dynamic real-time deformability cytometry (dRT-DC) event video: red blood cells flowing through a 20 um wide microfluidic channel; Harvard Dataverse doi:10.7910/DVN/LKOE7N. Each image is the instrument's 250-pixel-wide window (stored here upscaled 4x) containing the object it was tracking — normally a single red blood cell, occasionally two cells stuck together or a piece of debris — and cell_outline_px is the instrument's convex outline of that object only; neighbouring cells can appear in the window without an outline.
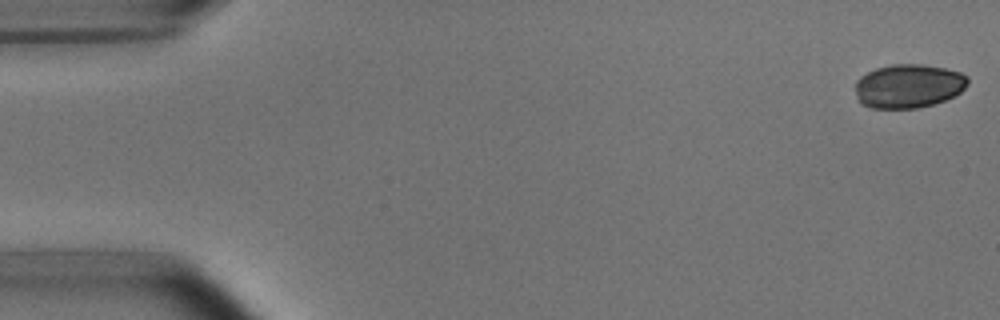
{"species": "common noctule bat (a hibernating species)", "species_latin": "Nyctalus noctula", "temperature_condition": "room temperature", "stored_images_in_passage": 16, "camera_frame_rate_fps": 3000, "um_per_image_px": 0.085, "animal": {"sex": "male", "body_mass_g": 15.6}, "frame": {"image": 1, "passage_image": 1, "time_ms": 0.0, "image_size_px": [1000, 320], "cell_outline_px": [[968, 84], [960, 92], [944, 100], [932, 104], [916, 108], [872, 108], [864, 104], [856, 96], [856, 80], [860, 76], [876, 68], [892, 64], [920, 64], [944, 68], [960, 72], [968, 76]], "centroid_in_image_um": [77.22, 7.3], "position_along_channel_um": 7.8, "area_um2": 28.55}}
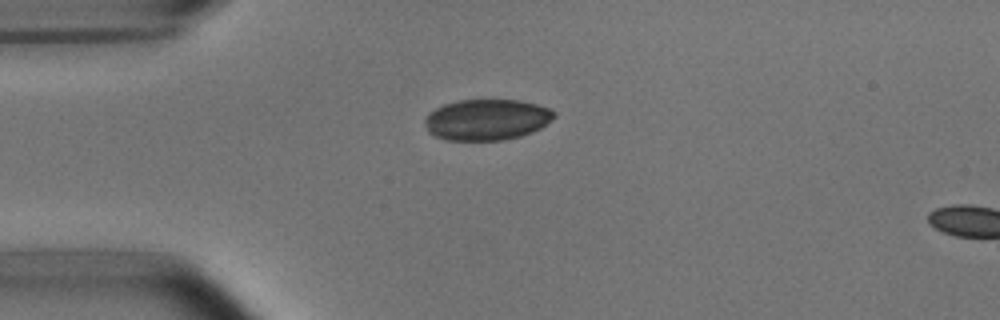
{"frame": {"image": 2, "passage_image": 13, "time_ms": 4.0, "image_size_px": [1000, 320], "cell_outline_px": [[556, 116], [540, 128], [532, 132], [520, 136], [504, 140], [444, 140], [428, 132], [424, 120], [436, 108], [444, 104], [460, 100], [520, 100], [536, 104], [548, 108], [556, 112]], "centroid_in_image_um": [41.39, 10.17], "position_along_channel_um": 43.6, "area_um2": 30.75}}